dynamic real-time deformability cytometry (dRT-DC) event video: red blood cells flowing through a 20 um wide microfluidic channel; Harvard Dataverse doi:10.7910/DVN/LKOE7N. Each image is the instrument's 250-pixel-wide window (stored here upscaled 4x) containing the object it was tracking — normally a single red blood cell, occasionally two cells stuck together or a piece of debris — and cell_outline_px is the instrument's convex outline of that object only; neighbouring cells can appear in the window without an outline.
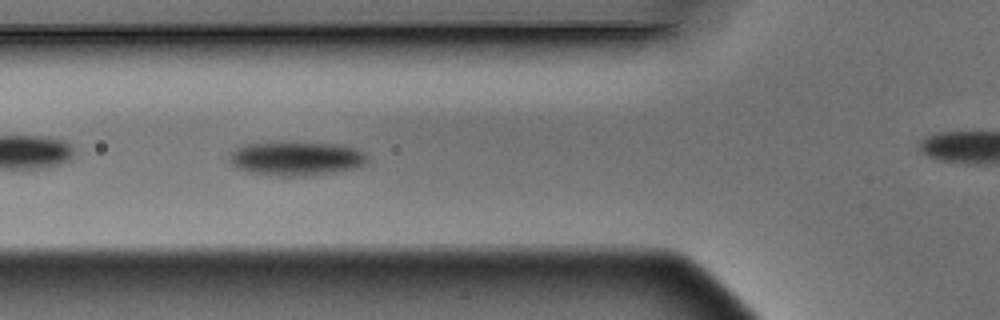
{"species": "Egyptian fruit bat (a non-hibernating species)", "species_latin": "Rousettus aegyptiacus", "temperature_condition": "warm", "stored_images_in_passage": 4, "segment_of_instrument_passage": [1, 2], "camera_frame_rate_fps": 3000, "um_per_image_px": 0.085, "animal": {"sex": "male"}, "frame": {"image": 1, "passage_image": 2, "time_ms": 0.333, "image_size_px": [1000, 320], "cell_outline_px": [[368, 164], [364, 168], [332, 172], [292, 176], [280, 176], [244, 172], [236, 168], [228, 160], [228, 156], [236, 148], [244, 144], [276, 140], [300, 140], [344, 144], [368, 152]], "centroid_in_image_um": [25.24, 13.41], "position_along_channel_um": 100.6, "area_um2": 29.07}}
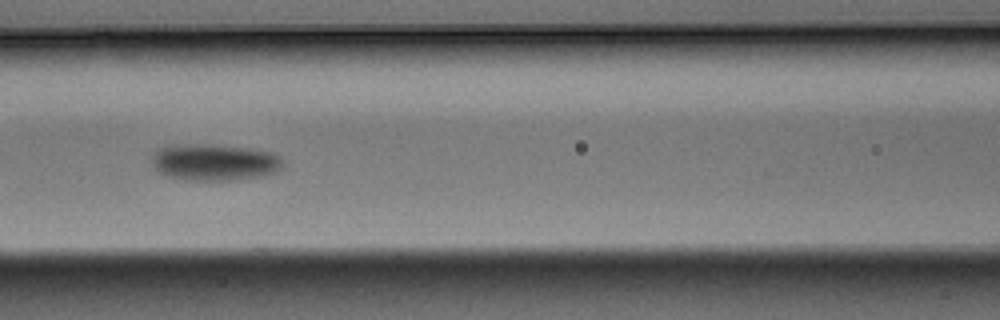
{"frame": {"image": 2, "passage_image": 3, "time_ms": 0.667, "image_size_px": [1000, 320], "cell_outline_px": [[280, 168], [276, 172], [264, 176], [232, 180], [184, 180], [168, 176], [160, 172], [156, 168], [152, 160], [152, 156], [164, 144], [200, 144], [248, 148], [272, 152], [280, 156]], "centroid_in_image_um": [18.2, 13.79], "position_along_channel_um": 148.4, "area_um2": 27.86}}